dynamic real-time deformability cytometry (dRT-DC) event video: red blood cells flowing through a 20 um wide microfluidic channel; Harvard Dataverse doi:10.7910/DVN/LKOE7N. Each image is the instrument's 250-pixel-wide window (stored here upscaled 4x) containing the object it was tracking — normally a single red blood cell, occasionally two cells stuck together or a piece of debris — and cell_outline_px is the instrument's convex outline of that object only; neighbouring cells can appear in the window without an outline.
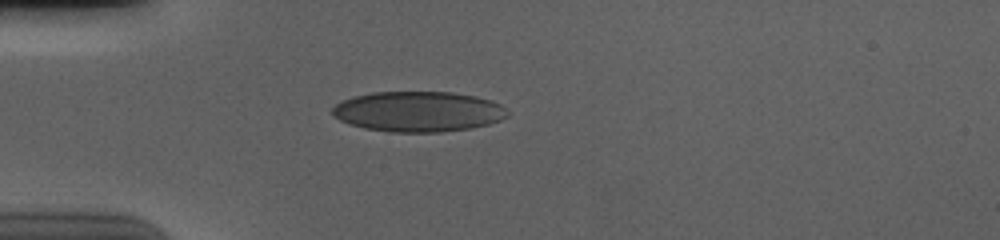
{"species": "human", "species_latin": "Homo sapiens", "temperature_condition": "cold", "stored_images_in_passage": 42, "camera_frame_rate_fps": 3000, "um_per_image_px": 0.085, "donor": {"sex": "male"}, "frame": {"image": 1, "passage_image": 1, "time_ms": 0.0, "image_size_px": [1000, 240], "cell_outline_px": [[508, 116], [500, 120], [488, 124], [468, 128], [440, 132], [388, 132], [364, 128], [340, 120], [332, 116], [332, 108], [336, 104], [344, 100], [356, 96], [372, 92], [452, 92], [476, 96], [492, 100], [500, 104], [504, 108]], "centroid_in_image_um": [35.55, 9.48], "position_along_channel_um": 49.5, "area_um2": 41.04}}
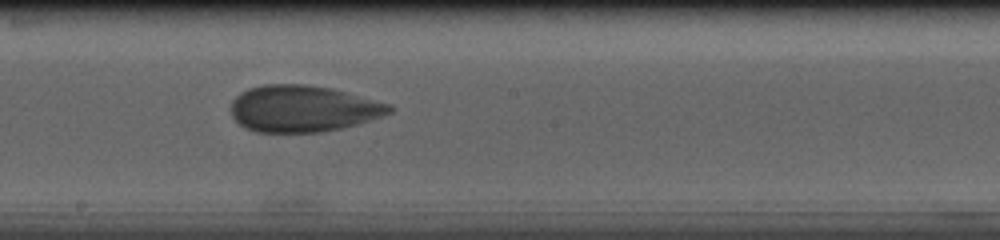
{"frame": {"image": 2, "passage_image": 17, "time_ms": 5.333, "image_size_px": [1000, 240], "cell_outline_px": [[392, 112], [356, 124], [340, 128], [320, 132], [256, 132], [244, 128], [232, 116], [232, 100], [240, 92], [248, 88], [264, 84], [304, 84], [332, 88], [392, 104]], "centroid_in_image_um": [25.73, 9.22], "position_along_channel_um": 222.5, "area_um2": 42.95}}
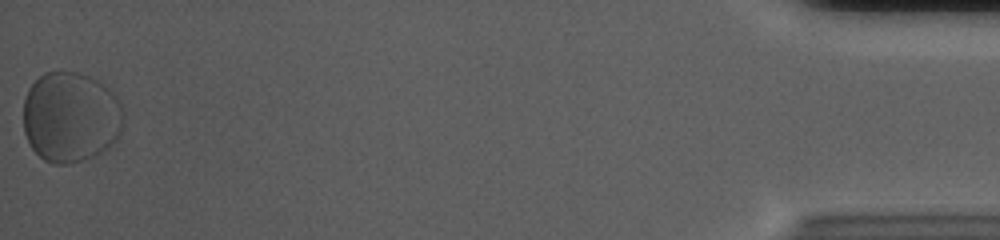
{"frame": {"image": 3, "passage_image": 42, "time_ms": 13.667, "image_size_px": [1000, 240], "cell_outline_px": [[124, 124], [116, 140], [108, 148], [92, 156], [68, 164], [56, 164], [44, 160], [32, 148], [24, 132], [24, 96], [28, 88], [44, 72], [80, 72], [96, 80], [108, 88], [120, 100], [124, 112]], "centroid_in_image_um": [6.02, 9.94], "position_along_channel_um": 429.2, "area_um2": 53.06}, "authors_computed_cell_mechanics": {"area_um2": 42.9454, "velocity_mm_per_s": 3.5766, "shape_relaxation_time_tau1_ms": 2.4204, "shape_relaxation_time_tau2_ms": null, "deformation_change_tau1": 0.0815, "deformation_change_tau2": null}}